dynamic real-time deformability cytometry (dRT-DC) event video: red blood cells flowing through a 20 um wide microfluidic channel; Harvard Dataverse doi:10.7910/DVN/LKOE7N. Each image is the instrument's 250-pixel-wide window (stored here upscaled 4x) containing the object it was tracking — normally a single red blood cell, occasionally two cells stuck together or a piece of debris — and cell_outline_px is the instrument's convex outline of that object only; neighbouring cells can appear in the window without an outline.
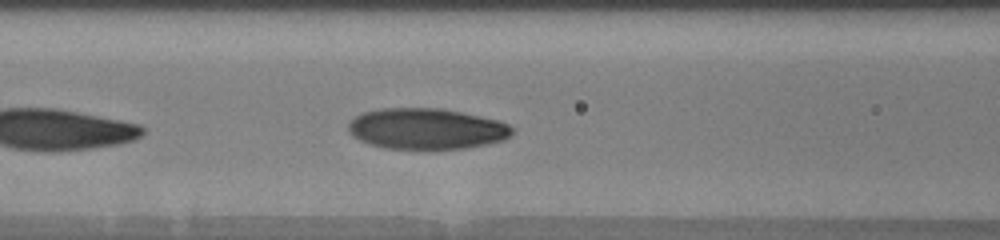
{"species": "human", "species_latin": "Homo sapiens", "temperature_condition": "warm", "stored_images_in_passage": 26, "camera_frame_rate_fps": 3000, "um_per_image_px": 0.085, "donor": {"sex": "male"}, "frame": {"image": 1, "passage_image": 15, "time_ms": 2.0, "image_size_px": [1000, 240], "cell_outline_px": [[512, 136], [504, 140], [464, 148], [384, 148], [360, 140], [352, 136], [348, 132], [348, 124], [356, 116], [364, 112], [380, 108], [444, 108], [500, 120], [508, 124], [512, 128]], "centroid_in_image_um": [36.27, 10.92], "position_along_channel_um": 130.3, "area_um2": 38.96}}
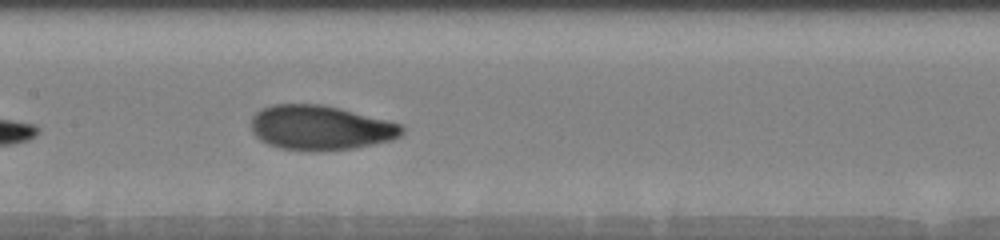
{"frame": {"image": 2, "passage_image": 25, "time_ms": 3.333, "image_size_px": [1000, 240], "cell_outline_px": [[404, 132], [400, 136], [392, 140], [352, 148], [316, 152], [312, 152], [280, 148], [268, 144], [260, 140], [252, 132], [252, 116], [260, 108], [272, 104], [324, 104], [340, 108], [400, 124], [404, 128]], "centroid_in_image_um": [27.2, 10.86], "position_along_channel_um": 180.2, "area_um2": 39.36}}